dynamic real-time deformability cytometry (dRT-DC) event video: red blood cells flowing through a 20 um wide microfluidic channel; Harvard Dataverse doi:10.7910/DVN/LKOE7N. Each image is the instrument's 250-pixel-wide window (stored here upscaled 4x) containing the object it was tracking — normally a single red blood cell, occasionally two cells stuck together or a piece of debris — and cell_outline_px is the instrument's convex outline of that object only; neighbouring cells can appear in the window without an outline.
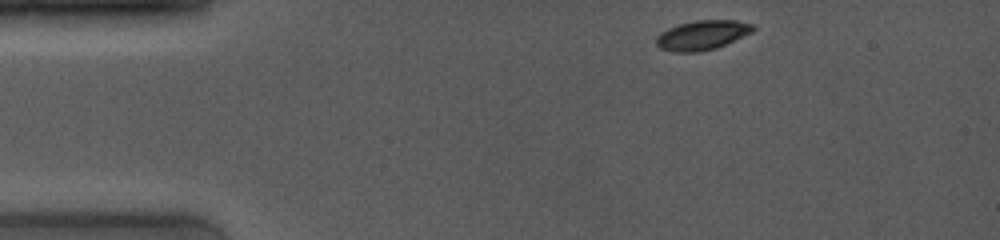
{"species": "common noctule bat (a hibernating species)", "species_latin": "Nyctalus noctula", "temperature_condition": "room temperature", "stored_images_in_passage": 53, "camera_frame_rate_fps": 4000, "um_per_image_px": 0.085, "animal": {"sex": "female", "body_mass_g": 19.0, "forearm_length_mm": 53.3}, "frame": {"image": 1, "passage_image": 1, "time_ms": 0.0, "image_size_px": [1000, 240], "cell_outline_px": [[756, 28], [752, 32], [716, 48], [700, 52], [672, 52], [660, 48], [656, 44], [656, 36], [668, 28], [680, 24], [696, 20], [736, 20], [752, 24]], "centroid_in_image_um": [59.67, 2.99], "position_along_channel_um": 25.3, "area_um2": 16.59}}
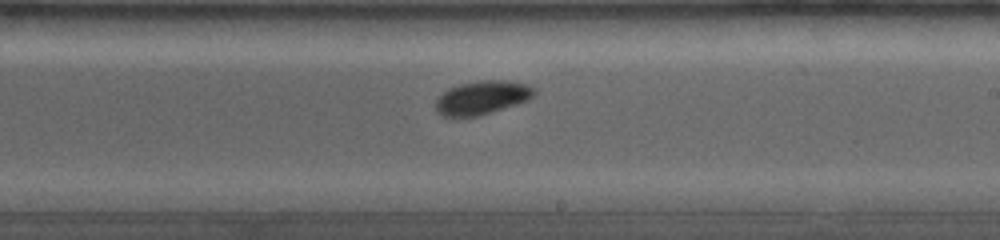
{"frame": {"image": 2, "passage_image": 30, "time_ms": 7.25, "image_size_px": [1000, 240], "cell_outline_px": [[536, 92], [528, 100], [492, 112], [476, 116], [444, 116], [436, 112], [436, 100], [448, 88], [460, 84], [484, 80], [504, 80], [528, 84], [536, 88]], "centroid_in_image_um": [41.0, 8.29], "position_along_channel_um": 248.0, "area_um2": 19.13}}
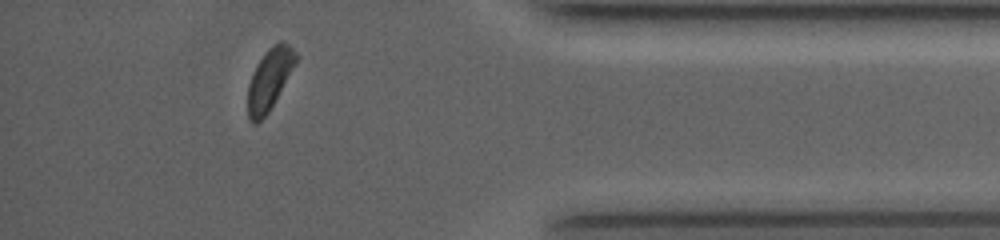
{"frame": {"image": 3, "passage_image": 48, "time_ms": 11.75, "image_size_px": [1000, 240], "cell_outline_px": [[300, 56], [268, 112], [256, 124], [252, 124], [248, 120], [248, 84], [252, 72], [256, 64], [264, 52], [272, 44], [280, 40], [288, 44]], "centroid_in_image_um": [22.9, 6.7], "position_along_channel_um": 412.3, "area_um2": 17.22}, "authors_computed_cell_mechanics": {"area_um2": 18.0336, "velocity_mm_per_s": 4.0325, "shape_relaxation_time_tau1_ms": 1.1644, "shape_relaxation_time_tau2_ms": null, "deformation_change_tau1": 0.1063, "deformation_change_tau2": null}}